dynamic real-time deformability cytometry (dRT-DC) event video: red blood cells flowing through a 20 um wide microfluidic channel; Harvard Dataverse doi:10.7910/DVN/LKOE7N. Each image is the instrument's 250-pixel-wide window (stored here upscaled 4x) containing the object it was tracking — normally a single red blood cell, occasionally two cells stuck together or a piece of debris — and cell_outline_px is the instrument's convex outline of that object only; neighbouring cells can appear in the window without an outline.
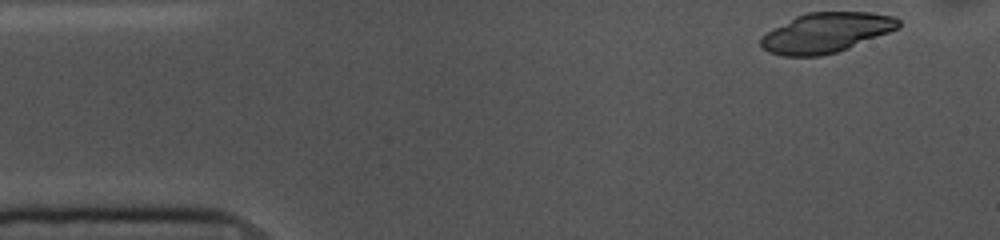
{"species": "common noctule bat (a hibernating species)", "species_latin": "Nyctalus noctula", "temperature_condition": "cold", "stored_images_in_passage": 49, "segment_of_instrument_passage": [1, 2], "camera_frame_rate_fps": 3000, "um_per_image_px": 0.085, "animal": {"sex": "female", "body_mass_g": 10.0, "forearm_length_mm": 53.1}, "frame": {"image": 1, "passage_image": 1, "time_ms": 0.0, "image_size_px": [1000, 240], "cell_outline_px": [[900, 28], [848, 48], [836, 52], [820, 56], [780, 56], [768, 52], [760, 44], [760, 40], [768, 32], [796, 16], [808, 12], [868, 12], [892, 16], [900, 20]], "centroid_in_image_um": [70.24, 2.78], "position_along_channel_um": 14.8, "area_um2": 31.67}}